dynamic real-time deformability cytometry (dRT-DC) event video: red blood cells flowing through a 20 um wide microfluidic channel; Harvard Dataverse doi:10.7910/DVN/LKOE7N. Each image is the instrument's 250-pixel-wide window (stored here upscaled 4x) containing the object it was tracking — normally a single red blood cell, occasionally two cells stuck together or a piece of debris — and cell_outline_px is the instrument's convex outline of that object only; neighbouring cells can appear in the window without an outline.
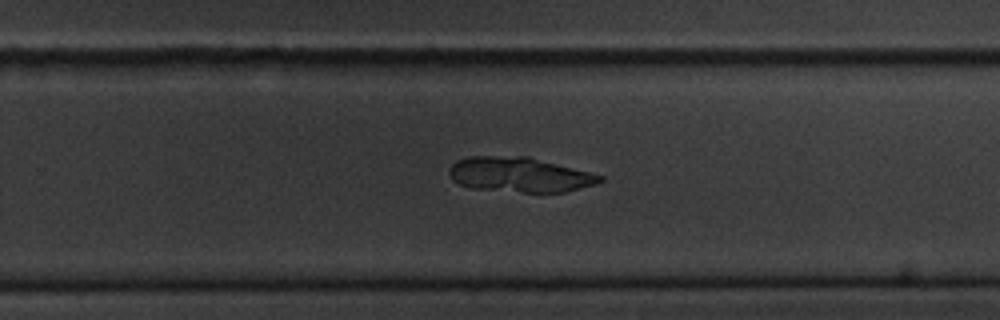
{"species": "common noctule bat (a hibernating species)", "species_latin": "Nyctalus noctula", "temperature_condition": "cold", "stored_images_in_passage": 54, "camera_frame_rate_fps": 3000, "um_per_image_px": 0.085, "animal": {"sex": "male", "body_mass_g": 20.1, "forearm_length_mm": 53.5}, "frame": {"image": 1, "passage_image": 34, "time_ms": 11.0, "image_size_px": [1000, 320], "cell_outline_px": [[604, 180], [596, 184], [564, 192], [524, 192], [472, 188], [460, 184], [452, 180], [448, 172], [448, 168], [456, 160], [468, 156], [528, 156], [604, 176]], "centroid_in_image_um": [44.14, 14.84], "position_along_channel_um": 285.7, "area_um2": 30.63}}
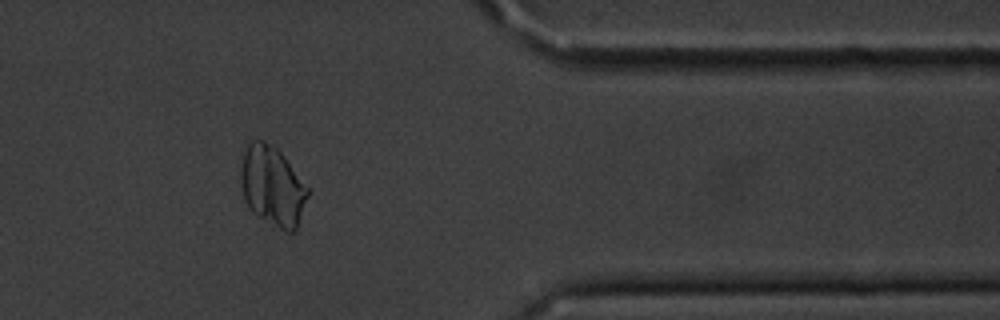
{"frame": {"image": 2, "passage_image": 44, "time_ms": 14.333, "image_size_px": [1000, 320], "cell_outline_px": [[308, 196], [296, 228], [292, 232], [288, 232], [280, 228], [252, 212], [248, 208], [244, 200], [240, 180], [240, 172], [244, 152], [248, 144], [252, 140], [264, 140], [276, 144], [308, 188]], "centroid_in_image_um": [23.14, 15.76], "position_along_channel_um": 388.3, "area_um2": 31.1}}